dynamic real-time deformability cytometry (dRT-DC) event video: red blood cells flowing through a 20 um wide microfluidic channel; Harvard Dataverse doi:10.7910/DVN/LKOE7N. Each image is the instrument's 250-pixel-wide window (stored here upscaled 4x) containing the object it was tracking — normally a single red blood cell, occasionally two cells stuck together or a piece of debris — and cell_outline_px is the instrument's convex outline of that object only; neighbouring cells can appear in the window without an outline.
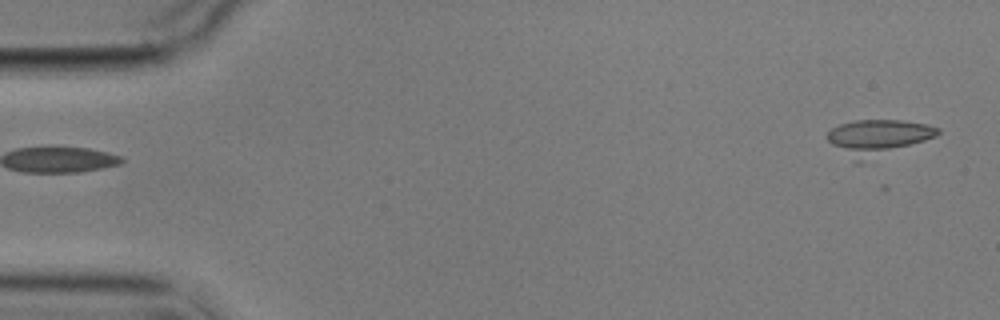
{"species": "common noctule bat (a hibernating species)", "species_latin": "Nyctalus noctula", "temperature_condition": "cold", "stored_images_in_passage": 5, "segment_of_instrument_passage": [2, 2], "camera_frame_rate_fps": 3000, "um_per_image_px": 0.085, "animal": {"sex": "male", "body_mass_g": 17.9}, "frame": {"image": 1, "passage_image": 5, "time_ms": 4.667, "image_size_px": [1000, 320], "cell_outline_px": [[940, 132], [936, 136], [860, 164], [856, 164], [832, 144], [824, 136], [832, 128], [840, 124], [856, 120], [900, 120], [928, 124], [940, 128]], "centroid_in_image_um": [74.6, 11.69], "position_along_channel_um": 10.4, "area_um2": 23.0}}